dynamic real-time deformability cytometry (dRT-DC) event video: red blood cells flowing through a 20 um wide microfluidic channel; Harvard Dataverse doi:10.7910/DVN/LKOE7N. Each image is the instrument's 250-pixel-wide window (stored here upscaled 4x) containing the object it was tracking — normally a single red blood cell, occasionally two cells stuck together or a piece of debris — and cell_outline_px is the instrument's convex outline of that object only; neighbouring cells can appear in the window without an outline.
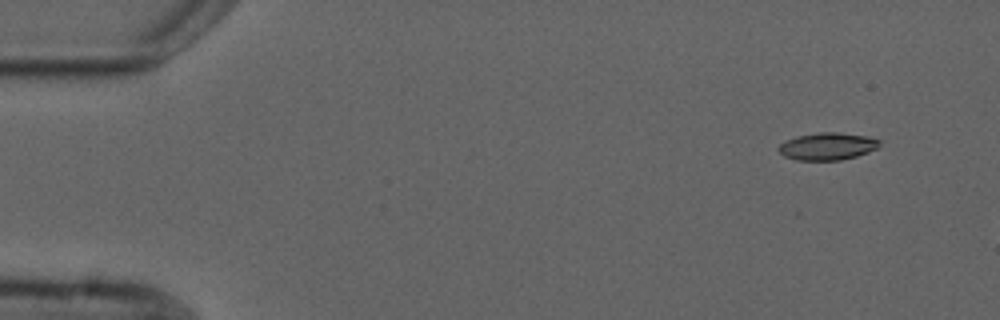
{"species": "common noctule bat (a hibernating species)", "species_latin": "Nyctalus noctula", "temperature_condition": "cold", "stored_images_in_passage": 3, "camera_frame_rate_fps": 3000, "um_per_image_px": 0.085, "animal": {"sex": "male", "forearm_length_mm": 52.5}, "frame": {"image": 1, "passage_image": 1, "time_ms": 0.0, "image_size_px": [1000, 320], "cell_outline_px": [[880, 144], [876, 148], [868, 152], [856, 156], [840, 160], [796, 160], [784, 156], [776, 148], [784, 140], [796, 136], [820, 132], [836, 132], [864, 136], [880, 140]], "centroid_in_image_um": [70.28, 12.44], "position_along_channel_um": 14.7, "area_um2": 16.01}}